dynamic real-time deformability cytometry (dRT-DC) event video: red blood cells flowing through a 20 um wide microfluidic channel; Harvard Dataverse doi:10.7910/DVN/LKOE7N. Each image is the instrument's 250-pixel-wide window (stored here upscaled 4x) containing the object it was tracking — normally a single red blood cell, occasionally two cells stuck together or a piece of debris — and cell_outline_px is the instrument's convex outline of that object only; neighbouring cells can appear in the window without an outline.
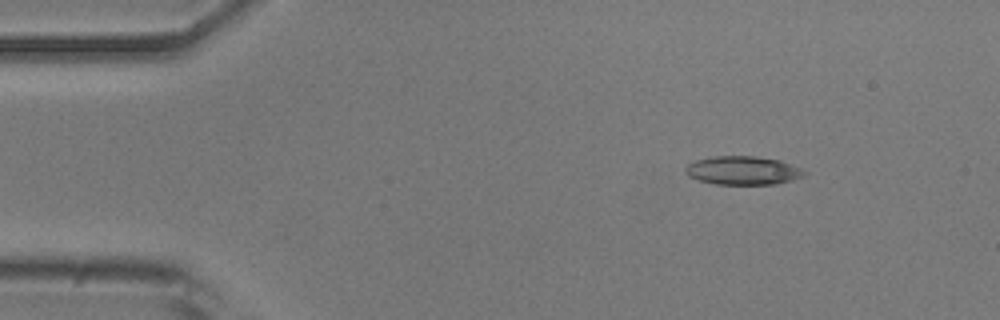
{"species": "common noctule bat (a hibernating species)", "species_latin": "Nyctalus noctula", "temperature_condition": "room temperature", "stored_images_in_passage": 5, "camera_frame_rate_fps": 3000, "um_per_image_px": 0.085, "animal": {"sex": "male", "body_mass_g": 20.5, "forearm_length_mm": 52.5}, "frame": {"image": 1, "passage_image": 1, "time_ms": 0.0, "image_size_px": [1000, 320], "cell_outline_px": [[808, 172], [804, 176], [792, 180], [776, 184], [716, 184], [700, 180], [688, 176], [684, 172], [684, 168], [688, 164], [696, 160], [716, 156], [756, 156], [780, 160], [800, 168]], "centroid_in_image_um": [63.15, 14.49], "position_along_channel_um": 21.8, "area_um2": 19.77}}
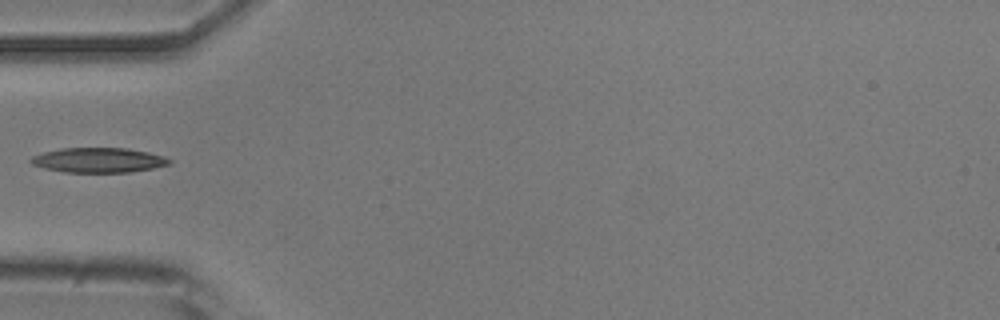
{"frame": {"image": 2, "passage_image": 4, "time_ms": 1.0, "image_size_px": [1000, 320], "cell_outline_px": [[172, 164], [152, 168], [128, 172], [64, 172], [44, 168], [32, 164], [28, 160], [32, 156], [44, 152], [60, 148], [124, 148], [148, 152], [164, 156], [172, 160]], "centroid_in_image_um": [8.37, 13.61], "position_along_channel_um": 76.6, "area_um2": 20.0}}
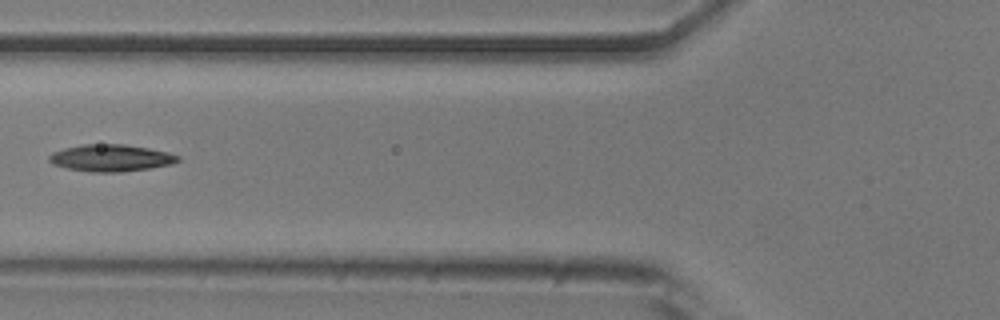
{"frame": {"image": 3, "passage_image": 5, "time_ms": 1.333, "image_size_px": [1000, 320], "cell_outline_px": [[180, 160], [172, 164], [148, 168], [120, 172], [92, 172], [68, 168], [52, 164], [48, 160], [48, 156], [52, 152], [64, 148], [84, 144], [124, 144], [148, 148], [168, 152], [180, 156]], "centroid_in_image_um": [9.41, 13.42], "position_along_channel_um": 116.4, "area_um2": 20.17}}